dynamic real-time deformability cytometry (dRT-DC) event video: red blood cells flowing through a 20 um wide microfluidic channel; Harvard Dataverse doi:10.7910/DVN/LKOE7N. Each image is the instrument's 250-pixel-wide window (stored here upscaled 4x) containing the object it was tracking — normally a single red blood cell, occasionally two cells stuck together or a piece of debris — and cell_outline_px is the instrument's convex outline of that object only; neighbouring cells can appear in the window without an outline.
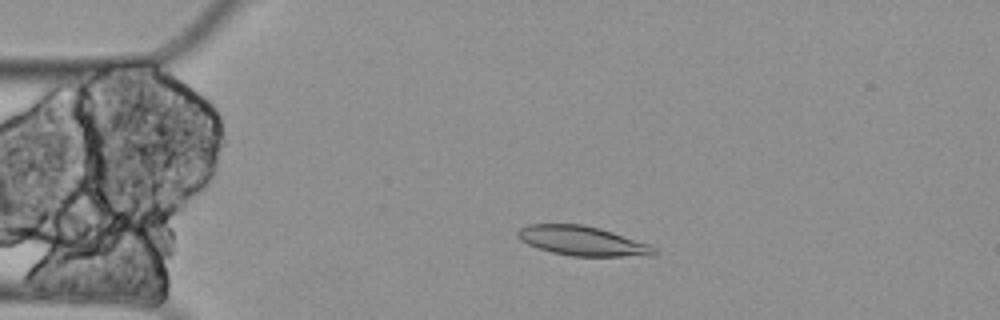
{"species": "Egyptian fruit bat (a non-hibernating species)", "species_latin": "Rousettus aegyptiacus", "temperature_condition": "cold", "stored_images_in_passage": 54, "camera_frame_rate_fps": 3000, "um_per_image_px": 0.085, "animal": {"sex": "female"}, "frame": {"image": 1, "passage_image": 13, "time_ms": 4.0, "image_size_px": [1000, 320], "cell_outline_px": [[660, 252], [652, 256], [572, 256], [552, 252], [536, 248], [520, 240], [516, 236], [516, 232], [520, 228], [528, 224], [584, 224], [612, 232], [648, 244], [656, 248]], "centroid_in_image_um": [49.49, 20.48], "position_along_channel_um": 35.5, "area_um2": 23.52}}
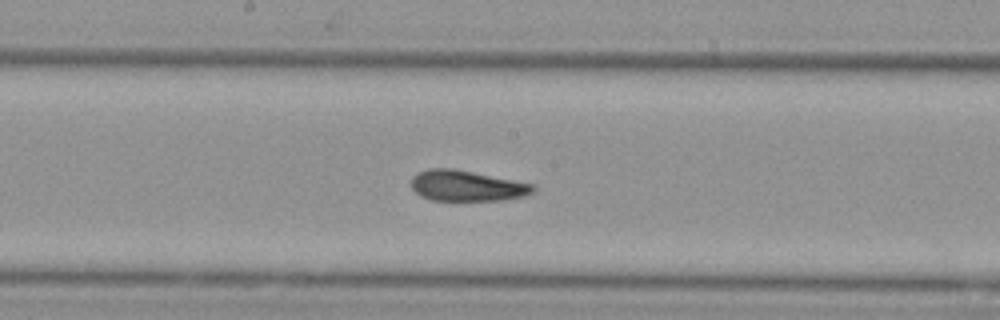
{"frame": {"image": 2, "passage_image": 31, "time_ms": 10.0, "image_size_px": [1000, 320], "cell_outline_px": [[536, 188], [532, 192], [524, 196], [504, 200], [432, 200], [420, 196], [412, 188], [412, 176], [428, 168], [456, 168], [536, 184]], "centroid_in_image_um": [39.71, 15.78], "position_along_channel_um": 208.5, "area_um2": 22.02}}
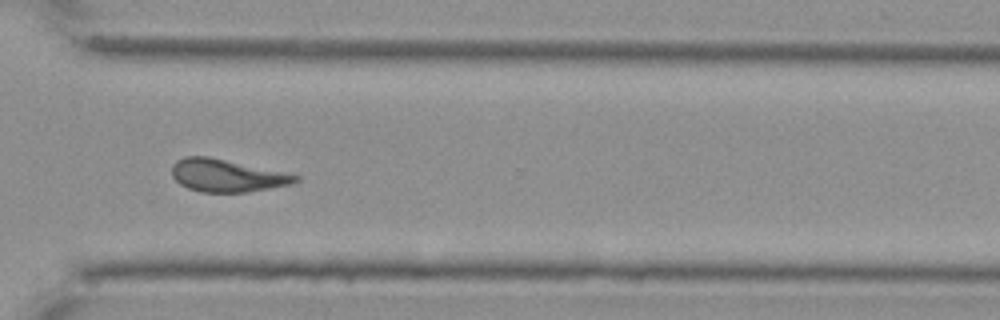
{"frame": {"image": 3, "passage_image": 44, "time_ms": 14.333, "image_size_px": [1000, 320], "cell_outline_px": [[300, 180], [292, 184], [248, 192], [200, 192], [188, 188], [180, 184], [172, 176], [172, 164], [176, 160], [184, 156], [208, 156], [300, 176]], "centroid_in_image_um": [19.24, 14.92], "position_along_channel_um": 351.4, "area_um2": 23.29}, "authors_computed_cell_mechanics": {"area_um2": 23.2645, "velocity_mm_per_s": 3.2874, "shape_relaxation_time_tau1_ms": null, "shape_relaxation_time_tau2_ms": 4.4313, "deformation_change_tau1": null, "deformation_change_tau2": 0.1062}}